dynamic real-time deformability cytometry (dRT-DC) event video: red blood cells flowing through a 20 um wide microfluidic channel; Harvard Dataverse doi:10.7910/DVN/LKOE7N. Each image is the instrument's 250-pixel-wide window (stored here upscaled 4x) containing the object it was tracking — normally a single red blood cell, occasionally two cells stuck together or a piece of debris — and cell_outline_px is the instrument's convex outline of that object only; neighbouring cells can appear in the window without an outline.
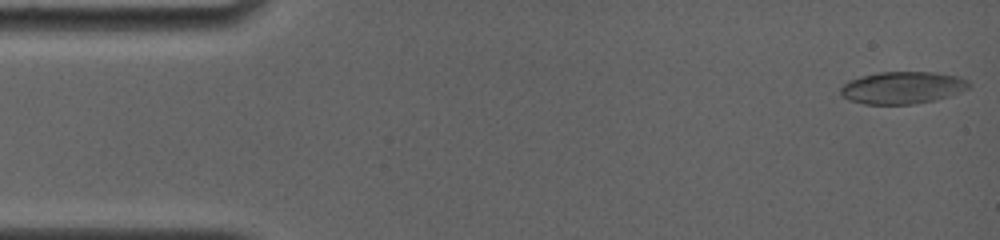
{"species": "common noctule bat (a hibernating species)", "species_latin": "Nyctalus noctula", "temperature_condition": "room temperature", "stored_images_in_passage": 13, "camera_frame_rate_fps": 4000, "um_per_image_px": 0.085, "animal": {"sex": "female", "body_mass_g": 19.0, "forearm_length_mm": 56.7}, "frame": {"image": 1, "passage_image": 1, "time_ms": 0.0, "image_size_px": [1000, 240], "cell_outline_px": [[972, 84], [968, 88], [960, 92], [948, 96], [932, 100], [912, 104], [864, 104], [848, 100], [840, 96], [840, 88], [848, 80], [860, 76], [880, 72], [936, 72], [960, 76], [968, 80]], "centroid_in_image_um": [76.69, 7.44], "position_along_channel_um": 8.3, "area_um2": 24.28}}
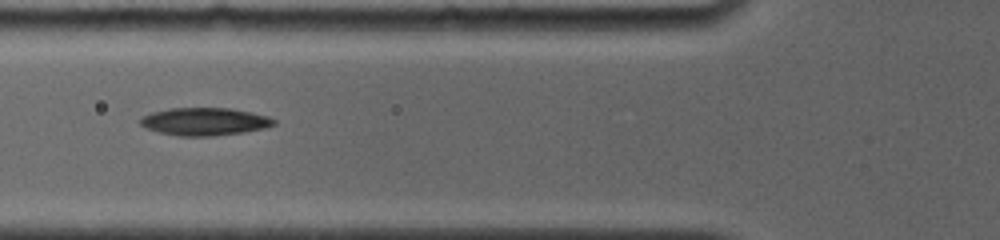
{"frame": {"image": 2, "passage_image": 10, "time_ms": 5.75, "image_size_px": [1000, 240], "cell_outline_px": [[276, 124], [264, 128], [244, 132], [212, 136], [180, 136], [160, 132], [148, 128], [140, 124], [140, 116], [152, 112], [168, 108], [232, 108], [252, 112], [268, 116], [276, 120]], "centroid_in_image_um": [17.41, 10.32], "position_along_channel_um": 108.4, "area_um2": 21.62}}
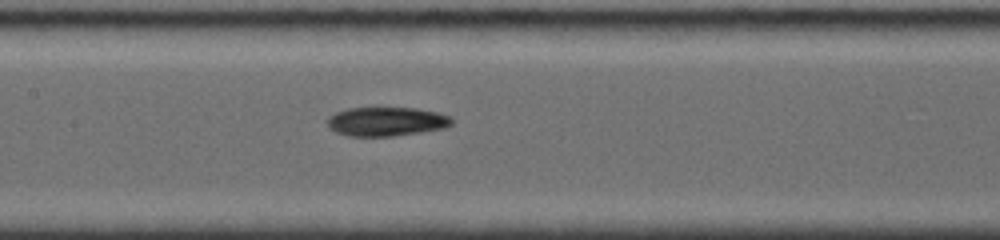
{"frame": {"image": 3, "passage_image": 13, "time_ms": 7.5, "image_size_px": [1000, 240], "cell_outline_px": [[452, 124], [444, 128], [420, 132], [392, 136], [348, 136], [336, 132], [328, 128], [328, 116], [336, 112], [348, 108], [416, 108], [436, 112], [452, 116]], "centroid_in_image_um": [32.83, 10.33], "position_along_channel_um": 174.6, "area_um2": 21.04}}